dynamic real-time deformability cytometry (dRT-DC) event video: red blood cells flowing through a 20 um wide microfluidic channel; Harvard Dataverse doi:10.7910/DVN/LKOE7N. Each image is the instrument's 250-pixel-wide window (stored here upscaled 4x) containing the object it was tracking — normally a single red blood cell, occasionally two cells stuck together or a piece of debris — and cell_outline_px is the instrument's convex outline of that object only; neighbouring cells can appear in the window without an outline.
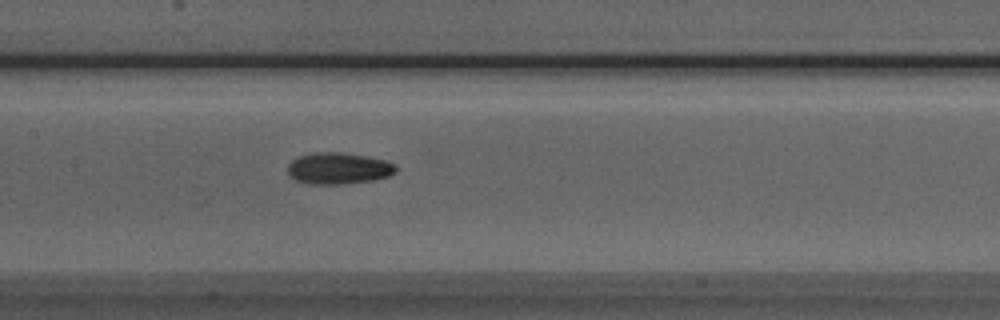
{"species": "Egyptian fruit bat (a non-hibernating species)", "species_latin": "Rousettus aegyptiacus", "temperature_condition": "room temperature", "stored_images_in_passage": 30, "camera_frame_rate_fps": 3000, "um_per_image_px": 0.085, "animal": {"sex": "male"}, "frame": {"image": 1, "passage_image": 9, "time_ms": 2.667, "image_size_px": [1000, 320], "cell_outline_px": [[400, 168], [396, 172], [388, 176], [376, 180], [340, 184], [308, 184], [296, 180], [288, 172], [288, 164], [296, 156], [312, 152], [344, 152], [384, 160], [396, 164]], "centroid_in_image_um": [28.79, 14.3], "position_along_channel_um": 178.6, "area_um2": 20.11}}
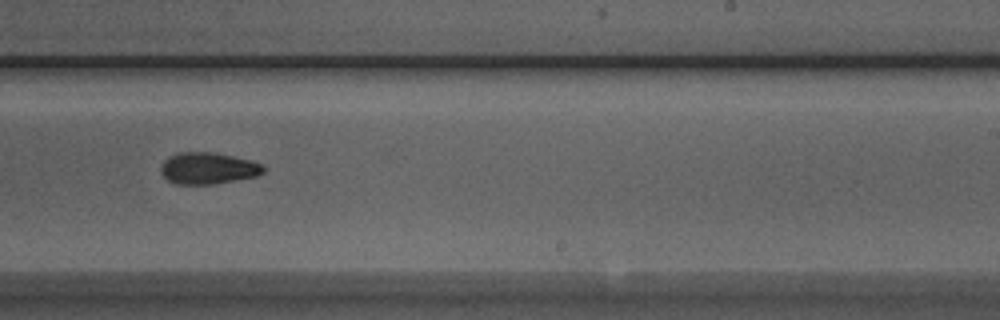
{"frame": {"image": 2, "passage_image": 16, "time_ms": 5.0, "image_size_px": [1000, 320], "cell_outline_px": [[264, 172], [256, 176], [212, 184], [176, 184], [168, 180], [160, 172], [160, 168], [164, 160], [168, 156], [180, 152], [212, 152], [252, 160], [260, 164], [264, 168]], "centroid_in_image_um": [17.65, 14.29], "position_along_channel_um": 271.4, "area_um2": 18.79}}
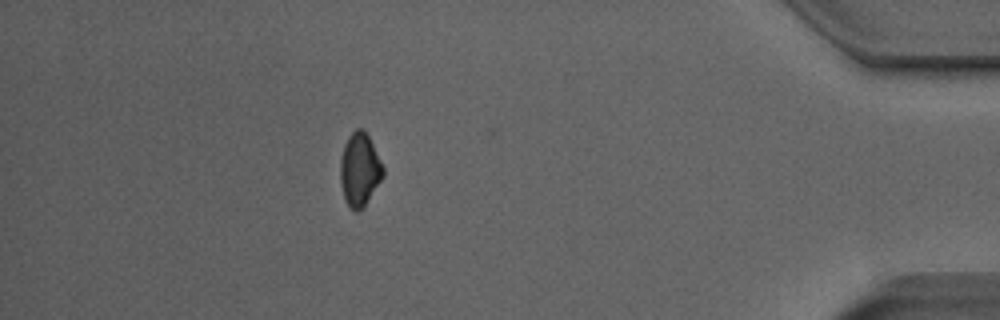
{"frame": {"image": 3, "passage_image": 30, "time_ms": 9.667, "image_size_px": [1000, 320], "cell_outline_px": [[384, 176], [364, 204], [356, 212], [344, 200], [340, 180], [340, 160], [344, 144], [348, 136], [356, 128], [364, 128], [384, 168]], "centroid_in_image_um": [30.55, 14.37], "position_along_channel_um": 404.7, "area_um2": 17.98}}